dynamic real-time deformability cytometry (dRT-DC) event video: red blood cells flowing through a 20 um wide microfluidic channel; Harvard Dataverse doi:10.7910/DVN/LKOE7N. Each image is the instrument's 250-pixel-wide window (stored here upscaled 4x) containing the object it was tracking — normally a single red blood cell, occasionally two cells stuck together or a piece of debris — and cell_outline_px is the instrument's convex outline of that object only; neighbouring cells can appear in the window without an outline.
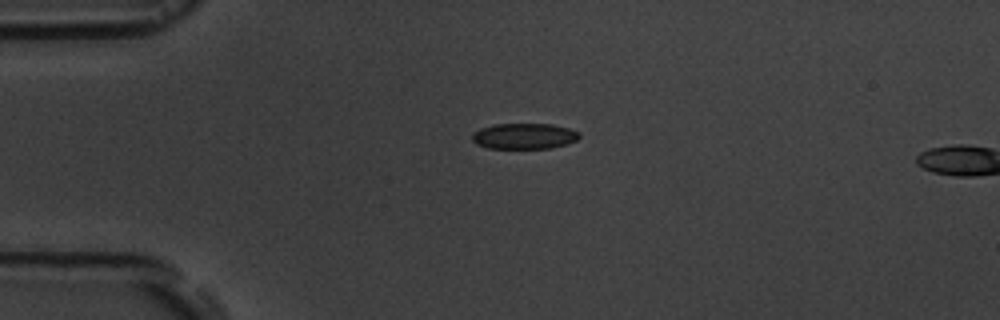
{"species": "common noctule bat (a hibernating species)", "species_latin": "Nyctalus noctula", "temperature_condition": "room temperature", "stored_images_in_passage": 2, "camera_frame_rate_fps": 3000, "um_per_image_px": 0.085, "animal": {"sex": "male", "body_mass_g": 19.5, "forearm_length_mm": 54.6}, "frame": {"image": 1, "passage_image": 1, "time_ms": 0.0, "image_size_px": [1000, 320], "cell_outline_px": [[580, 136], [576, 140], [568, 144], [552, 148], [488, 148], [476, 144], [472, 140], [472, 132], [480, 128], [492, 124], [552, 124], [568, 128], [580, 132]], "centroid_in_image_um": [44.54, 11.57], "position_along_channel_um": 40.5, "area_um2": 16.24}}